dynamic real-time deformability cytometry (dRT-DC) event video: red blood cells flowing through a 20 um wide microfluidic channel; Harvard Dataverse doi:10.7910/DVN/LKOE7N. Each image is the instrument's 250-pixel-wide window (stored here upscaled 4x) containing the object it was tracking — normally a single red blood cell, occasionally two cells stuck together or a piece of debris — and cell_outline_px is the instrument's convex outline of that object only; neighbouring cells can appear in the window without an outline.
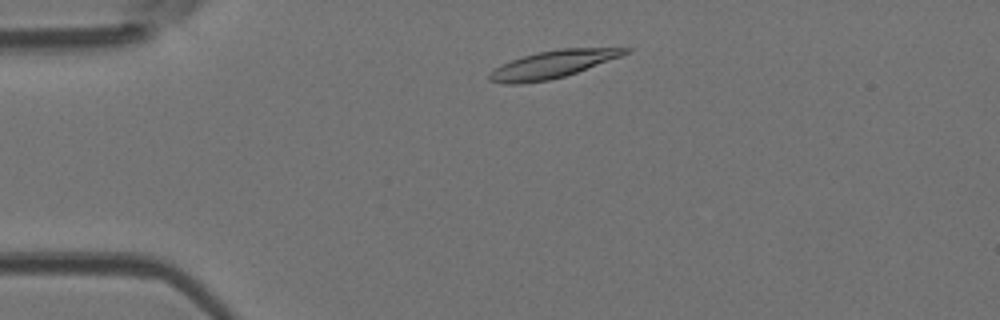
{"species": "Egyptian fruit bat (a non-hibernating species)", "species_latin": "Rousettus aegyptiacus", "temperature_condition": "room temperature", "stored_images_in_passage": 3, "camera_frame_rate_fps": 3000, "um_per_image_px": 0.085, "animal": {"sex": "female"}, "frame": {"image": 1, "passage_image": 1, "time_ms": 0.0, "image_size_px": [1000, 320], "cell_outline_px": [[632, 48], [628, 52], [620, 56], [576, 72], [564, 76], [548, 80], [520, 84], [504, 84], [488, 80], [488, 76], [496, 68], [512, 60], [536, 52], [560, 48]], "centroid_in_image_um": [46.94, 5.47], "position_along_channel_um": 38.1, "area_um2": 21.21}}
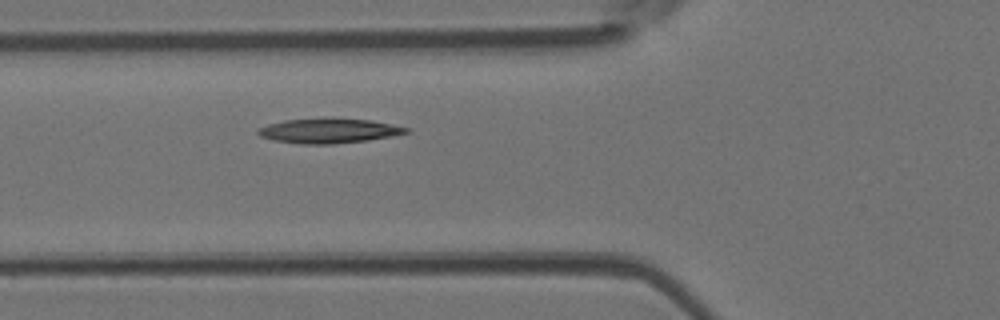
{"frame": {"image": 2, "passage_image": 3, "time_ms": 0.667, "image_size_px": [1000, 320], "cell_outline_px": [[408, 132], [368, 140], [332, 144], [300, 144], [272, 140], [260, 136], [256, 132], [256, 128], [268, 124], [284, 120], [324, 116], [332, 116], [372, 120], [392, 124], [408, 128]], "centroid_in_image_um": [27.87, 11.08], "position_along_channel_um": 97.9, "area_um2": 21.96}}